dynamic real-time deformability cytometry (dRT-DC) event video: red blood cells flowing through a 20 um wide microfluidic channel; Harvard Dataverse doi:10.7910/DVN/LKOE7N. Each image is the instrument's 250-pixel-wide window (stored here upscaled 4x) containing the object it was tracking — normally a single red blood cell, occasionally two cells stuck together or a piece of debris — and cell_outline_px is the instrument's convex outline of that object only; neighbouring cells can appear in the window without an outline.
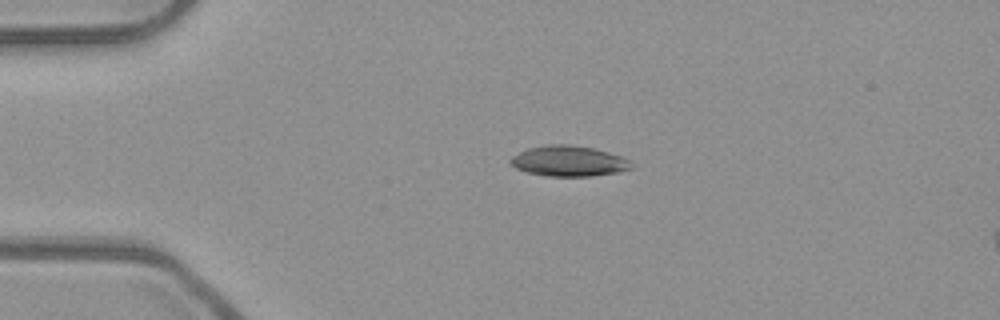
{"species": "common noctule bat (a hibernating species)", "species_latin": "Nyctalus noctula", "temperature_condition": "room temperature", "stored_images_in_passage": 41, "camera_frame_rate_fps": 3000, "um_per_image_px": 0.085, "animal": {"sex": "male", "body_mass_g": 23.1, "forearm_length_mm": 52.7}, "frame": {"image": 1, "passage_image": 1, "time_ms": 0.0, "image_size_px": [1000, 320], "cell_outline_px": [[632, 168], [616, 172], [588, 176], [544, 176], [524, 172], [516, 168], [508, 160], [512, 156], [528, 148], [548, 144], [568, 144], [592, 148], [608, 152], [620, 156], [628, 160], [632, 164]], "centroid_in_image_um": [48.29, 13.69], "position_along_channel_um": 36.7, "area_um2": 21.39}}
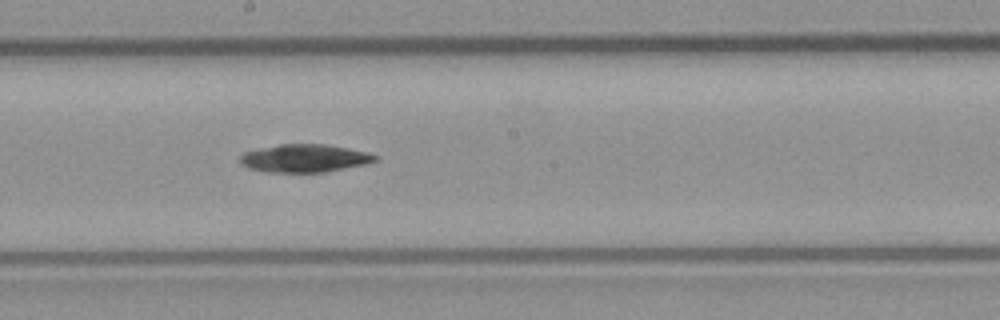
{"frame": {"image": 2, "passage_image": 18, "time_ms": 5.667, "image_size_px": [1000, 320], "cell_outline_px": [[380, 160], [364, 164], [324, 172], [264, 172], [248, 168], [240, 164], [240, 156], [244, 152], [260, 148], [280, 144], [324, 144], [348, 148], [368, 152], [376, 156]], "centroid_in_image_um": [25.86, 13.45], "position_along_channel_um": 222.3, "area_um2": 21.96}}
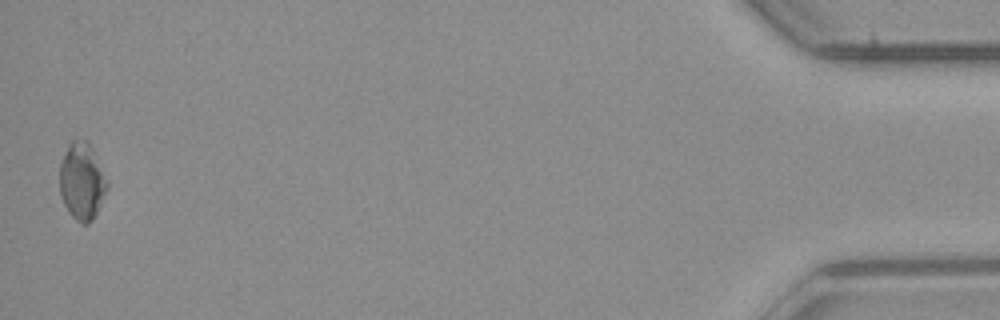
{"frame": {"image": 3, "passage_image": 41, "time_ms": 13.333, "image_size_px": [1000, 320], "cell_outline_px": [[108, 188], [92, 220], [88, 224], [84, 224], [76, 220], [68, 212], [60, 196], [60, 164], [72, 140], [88, 140], [108, 180]], "centroid_in_image_um": [6.97, 15.42], "position_along_channel_um": 428.2, "area_um2": 21.1}}